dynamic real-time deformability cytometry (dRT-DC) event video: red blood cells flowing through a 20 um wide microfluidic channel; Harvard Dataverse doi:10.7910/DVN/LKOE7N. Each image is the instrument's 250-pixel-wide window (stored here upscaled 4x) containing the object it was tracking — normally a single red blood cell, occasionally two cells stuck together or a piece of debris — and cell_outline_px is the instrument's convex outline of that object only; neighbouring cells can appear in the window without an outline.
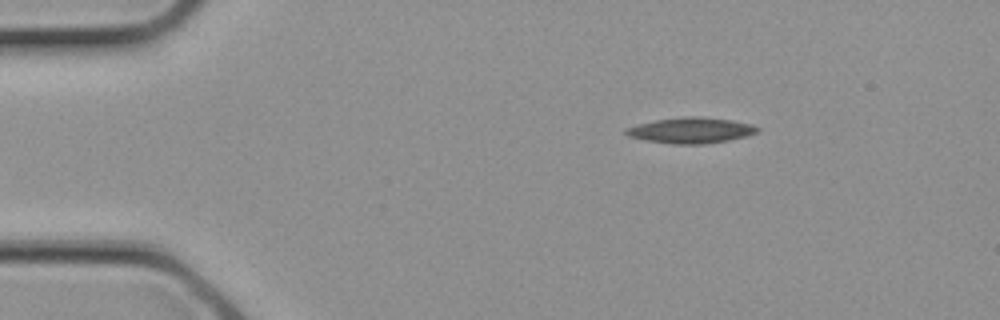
{"species": "common noctule bat (a hibernating species)", "species_latin": "Nyctalus noctula", "temperature_condition": "cold", "stored_images_in_passage": 2, "camera_frame_rate_fps": 3000, "um_per_image_px": 0.085, "animal": {"sex": "female", "body_mass_g": 21.9}, "frame": {"image": 1, "passage_image": 2, "time_ms": 0.333, "image_size_px": [1000, 320], "cell_outline_px": [[760, 132], [748, 136], [728, 140], [704, 144], [672, 144], [648, 140], [628, 136], [624, 132], [624, 128], [636, 124], [656, 120], [688, 116], [700, 116], [732, 120], [752, 124], [760, 128]], "centroid_in_image_um": [58.76, 11.07], "position_along_channel_um": 26.2, "area_um2": 19.83}}